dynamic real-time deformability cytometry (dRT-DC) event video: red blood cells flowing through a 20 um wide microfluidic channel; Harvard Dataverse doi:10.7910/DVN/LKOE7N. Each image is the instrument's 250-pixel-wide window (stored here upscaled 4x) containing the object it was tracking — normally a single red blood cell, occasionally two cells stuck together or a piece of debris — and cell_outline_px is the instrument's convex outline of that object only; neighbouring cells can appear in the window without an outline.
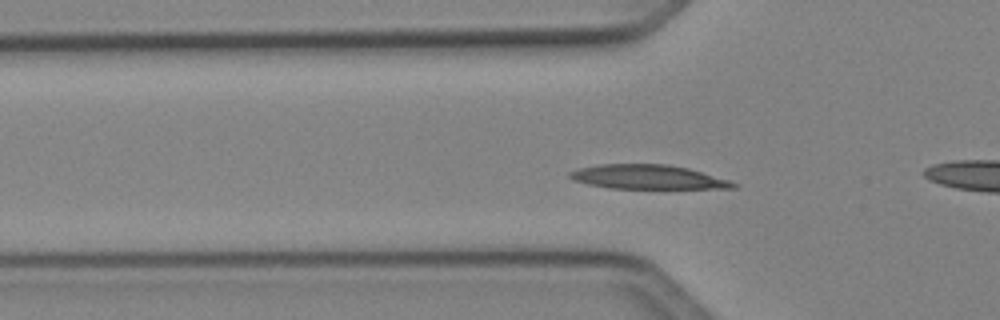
{"species": "Egyptian fruit bat (a non-hibernating species)", "species_latin": "Rousettus aegyptiacus", "temperature_condition": "cold", "stored_images_in_passage": 41, "camera_frame_rate_fps": 3000, "um_per_image_px": 0.085, "animal": {"sex": "female"}, "frame": {"image": 1, "passage_image": 7, "time_ms": 2.0, "image_size_px": [1000, 320], "cell_outline_px": [[740, 184], [736, 188], [608, 188], [588, 184], [572, 180], [568, 176], [568, 172], [580, 168], [600, 164], [668, 164], [688, 168], [728, 180]], "centroid_in_image_um": [55.03, 15.04], "position_along_channel_um": 70.8, "area_um2": 22.95}}
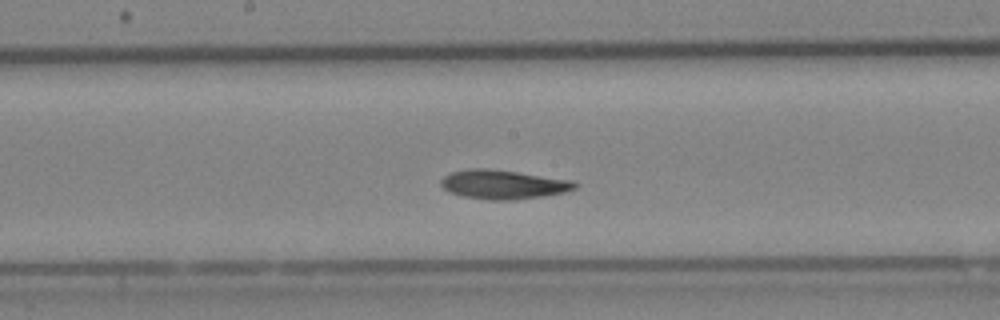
{"frame": {"image": 2, "passage_image": 17, "time_ms": 5.333, "image_size_px": [1000, 320], "cell_outline_px": [[580, 184], [576, 188], [564, 192], [544, 196], [516, 200], [492, 200], [464, 196], [448, 192], [440, 184], [440, 180], [444, 176], [452, 172], [468, 168], [488, 168], [576, 180]], "centroid_in_image_um": [42.82, 15.67], "position_along_channel_um": 205.4, "area_um2": 22.95}}
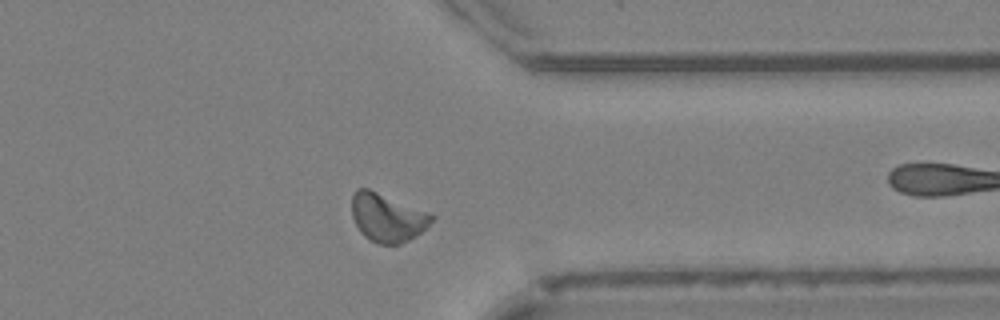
{"frame": {"image": 3, "passage_image": 30, "time_ms": 9.667, "image_size_px": [1000, 320], "cell_outline_px": [[436, 216], [420, 232], [408, 240], [400, 244], [376, 244], [364, 236], [360, 232], [352, 216], [352, 196], [356, 188], [368, 188], [432, 212]], "centroid_in_image_um": [32.92, 18.47], "position_along_channel_um": 378.5, "area_um2": 22.66}}